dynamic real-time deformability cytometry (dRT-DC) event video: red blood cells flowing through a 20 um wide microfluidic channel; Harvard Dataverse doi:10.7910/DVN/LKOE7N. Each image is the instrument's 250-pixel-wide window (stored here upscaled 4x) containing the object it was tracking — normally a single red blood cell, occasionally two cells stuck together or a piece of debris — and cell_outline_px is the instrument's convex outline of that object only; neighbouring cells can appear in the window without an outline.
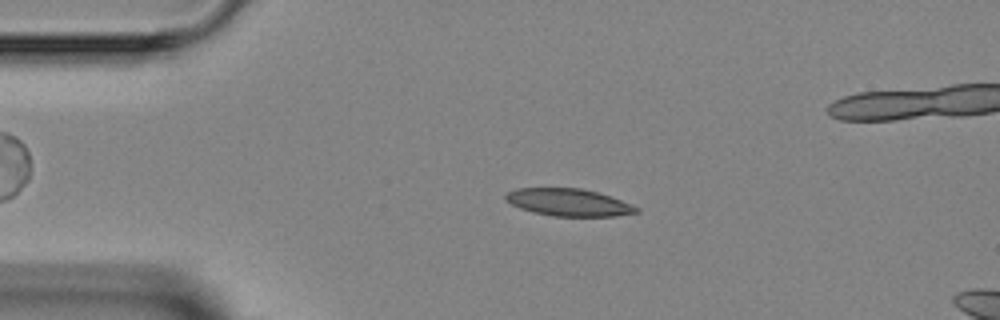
{"species": "Egyptian fruit bat (a non-hibernating species)", "species_latin": "Rousettus aegyptiacus", "temperature_condition": "room temperature", "stored_images_in_passage": 6, "camera_frame_rate_fps": 3000, "um_per_image_px": 0.085, "animal": {"sex": "female"}, "frame": {"image": 1, "passage_image": 1, "time_ms": 0.0, "image_size_px": [1000, 320], "cell_outline_px": [[640, 212], [616, 216], [552, 216], [532, 212], [520, 208], [504, 200], [504, 196], [508, 192], [516, 188], [580, 188], [596, 192], [620, 200], [640, 208]], "centroid_in_image_um": [48.3, 17.21], "position_along_channel_um": 36.7, "area_um2": 20.75}}
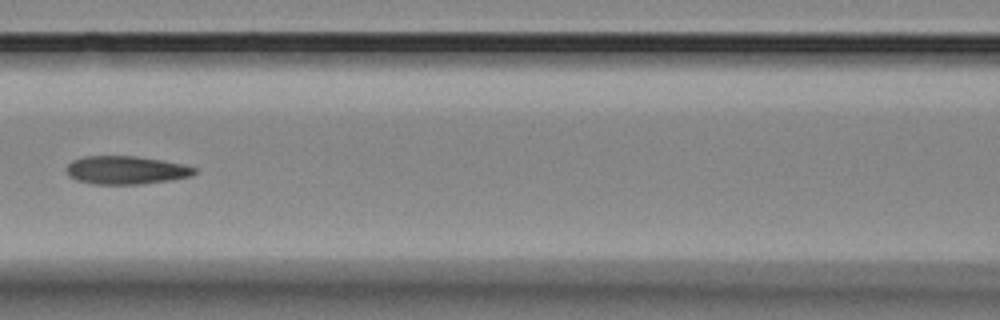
{"frame": {"image": 2, "passage_image": 4, "time_ms": 3.667, "image_size_px": [1000, 320], "cell_outline_px": [[196, 172], [192, 176], [168, 180], [140, 184], [96, 184], [76, 180], [68, 176], [64, 168], [72, 160], [84, 156], [136, 156], [184, 164], [196, 168]], "centroid_in_image_um": [10.67, 14.45], "position_along_channel_um": 155.9, "area_um2": 21.1}}
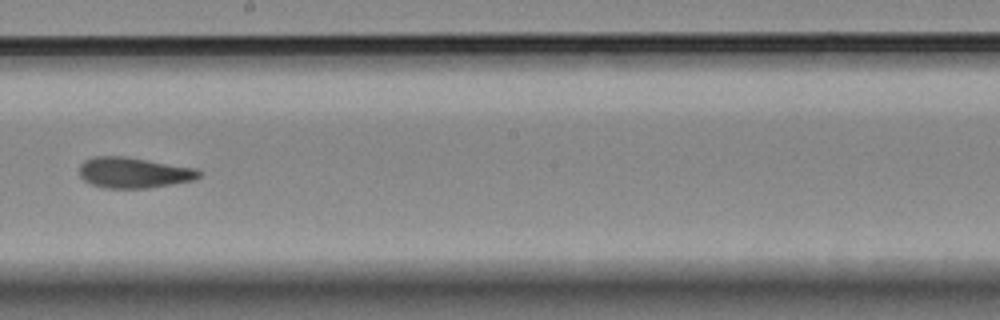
{"frame": {"image": 3, "passage_image": 6, "time_ms": 5.667, "image_size_px": [1000, 320], "cell_outline_px": [[204, 172], [200, 176], [192, 180], [148, 188], [104, 188], [92, 184], [84, 180], [80, 176], [80, 164], [84, 160], [92, 156], [124, 156], [196, 168]], "centroid_in_image_um": [11.35, 14.67], "position_along_channel_um": 236.8, "area_um2": 21.39}}